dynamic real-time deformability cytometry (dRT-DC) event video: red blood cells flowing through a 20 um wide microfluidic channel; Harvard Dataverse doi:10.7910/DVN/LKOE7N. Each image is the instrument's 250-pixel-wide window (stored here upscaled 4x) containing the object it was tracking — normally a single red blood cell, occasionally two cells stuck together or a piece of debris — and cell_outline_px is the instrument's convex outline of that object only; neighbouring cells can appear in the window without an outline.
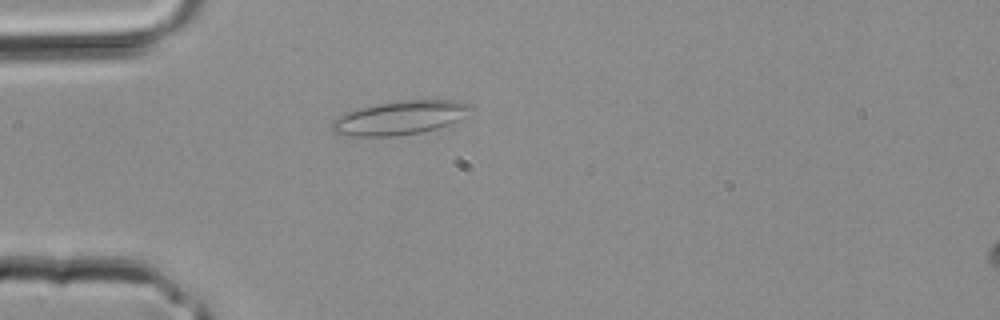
{"species": "common noctule bat (a hibernating species)", "species_latin": "Nyctalus noctula", "temperature_condition": "room temperature", "stored_images_in_passage": 1, "camera_frame_rate_fps": 3000, "um_per_image_px": 0.085, "animal": {"sex": "male", "body_mass_g": 20.4}, "frame": {"image": 1, "passage_image": 1, "time_ms": 0.0, "image_size_px": [1000, 320], "cell_outline_px": [[472, 108], [456, 120], [448, 124], [436, 128], [420, 132], [396, 136], [348, 136], [336, 132], [332, 128], [332, 120], [348, 112], [360, 108], [376, 104], [400, 100], [456, 100], [472, 104]], "centroid_in_image_um": [33.98, 10.0], "position_along_channel_um": 51.0, "area_um2": 26.82}}